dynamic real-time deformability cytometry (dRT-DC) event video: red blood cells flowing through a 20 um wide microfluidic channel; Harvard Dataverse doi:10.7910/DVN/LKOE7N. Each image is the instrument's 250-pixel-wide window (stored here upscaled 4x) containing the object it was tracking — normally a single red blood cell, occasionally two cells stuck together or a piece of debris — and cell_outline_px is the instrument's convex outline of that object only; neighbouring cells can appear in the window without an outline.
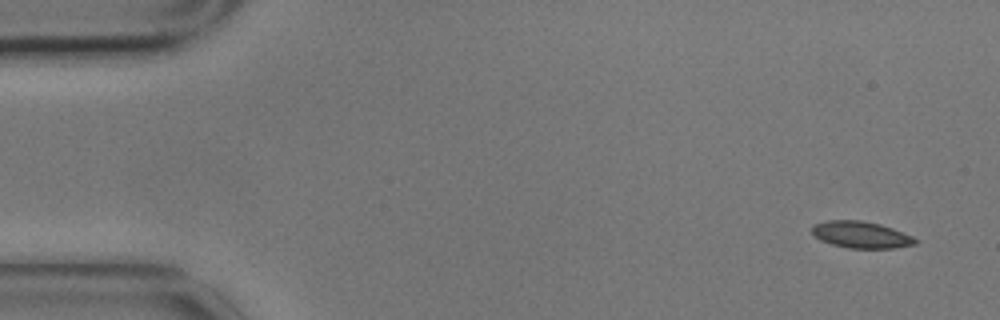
{"species": "common noctule bat (a hibernating species)", "species_latin": "Nyctalus noctula", "temperature_condition": "cold", "stored_images_in_passage": 6, "camera_frame_rate_fps": 3000, "um_per_image_px": 0.085, "animal": {"sex": "male", "body_mass_g": 17.9}, "frame": {"image": 1, "passage_image": 1, "time_ms": 0.0, "image_size_px": [1000, 320], "cell_outline_px": [[920, 240], [916, 244], [892, 248], [848, 248], [832, 244], [820, 240], [812, 232], [812, 224], [828, 220], [860, 220], [880, 224], [892, 228], [912, 236]], "centroid_in_image_um": [73.19, 19.95], "position_along_channel_um": 11.8, "area_um2": 16.07}}
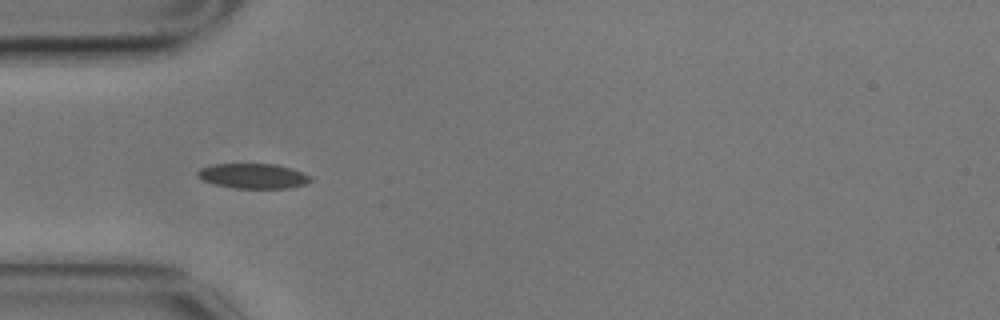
{"frame": {"image": 2, "passage_image": 5, "time_ms": 1.333, "image_size_px": [1000, 320], "cell_outline_px": [[312, 180], [304, 184], [288, 188], [236, 188], [212, 184], [196, 176], [196, 172], [200, 168], [212, 164], [276, 164], [292, 168], [312, 176]], "centroid_in_image_um": [21.51, 14.95], "position_along_channel_um": 63.5, "area_um2": 16.53}}